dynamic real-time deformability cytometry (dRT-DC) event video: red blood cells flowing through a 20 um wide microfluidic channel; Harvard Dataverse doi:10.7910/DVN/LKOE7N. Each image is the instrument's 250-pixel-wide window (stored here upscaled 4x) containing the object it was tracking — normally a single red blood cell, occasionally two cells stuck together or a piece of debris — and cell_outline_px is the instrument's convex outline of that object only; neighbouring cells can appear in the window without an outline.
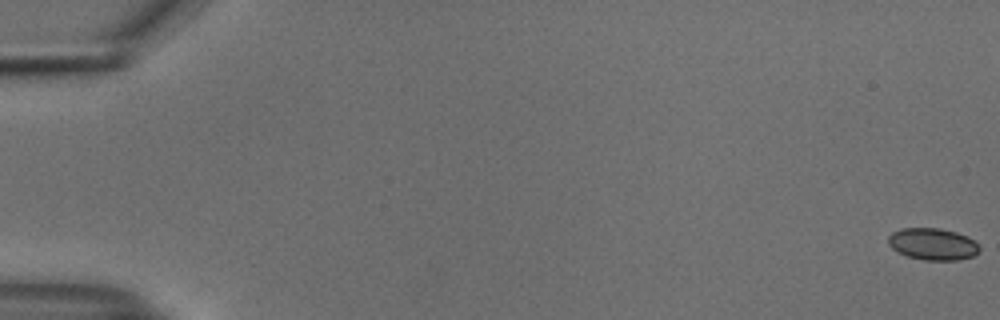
{"species": "common noctule bat (a hibernating species)", "species_latin": "Nyctalus noctula", "temperature_condition": "cold", "stored_images_in_passage": 50, "camera_frame_rate_fps": 3000, "um_per_image_px": 0.085, "animal": {"sex": "male", "body_mass_g": 18.8}, "frame": {"image": 1, "passage_image": 1, "time_ms": 0.0, "image_size_px": [1000, 320], "cell_outline_px": [[980, 248], [972, 256], [960, 260], [924, 260], [908, 256], [892, 248], [888, 244], [888, 236], [892, 232], [900, 228], [940, 228], [956, 232], [968, 236]], "centroid_in_image_um": [79.26, 20.73], "position_along_channel_um": 5.7, "area_um2": 16.82}}
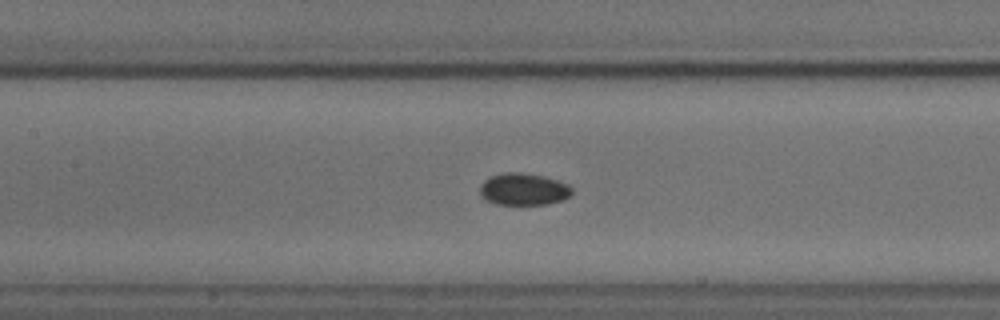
{"frame": {"image": 2, "passage_image": 27, "time_ms": 8.667, "image_size_px": [1000, 320], "cell_outline_px": [[572, 192], [564, 200], [548, 204], [496, 204], [484, 200], [480, 196], [480, 184], [484, 180], [492, 176], [504, 172], [520, 172], [544, 176], [568, 184], [572, 188]], "centroid_in_image_um": [44.48, 16.09], "position_along_channel_um": 162.9, "area_um2": 17.28}}
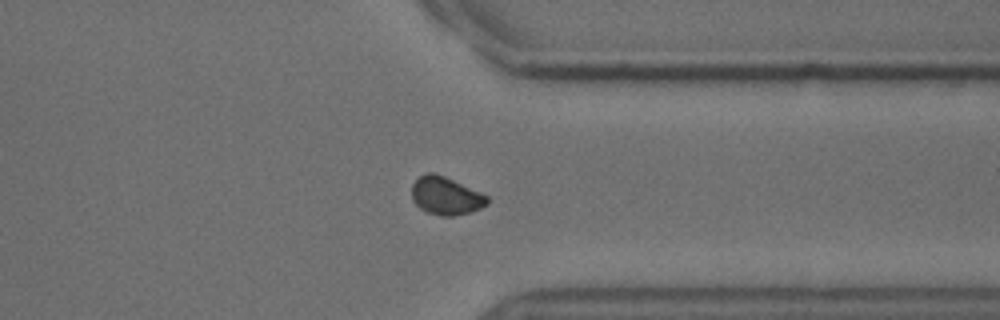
{"frame": {"image": 3, "passage_image": 44, "time_ms": 14.333, "image_size_px": [1000, 320], "cell_outline_px": [[488, 204], [472, 212], [452, 216], [440, 216], [424, 212], [412, 200], [412, 184], [420, 176], [428, 172], [436, 172], [480, 192], [488, 196]], "centroid_in_image_um": [37.88, 16.65], "position_along_channel_um": 373.5, "area_um2": 16.82}}